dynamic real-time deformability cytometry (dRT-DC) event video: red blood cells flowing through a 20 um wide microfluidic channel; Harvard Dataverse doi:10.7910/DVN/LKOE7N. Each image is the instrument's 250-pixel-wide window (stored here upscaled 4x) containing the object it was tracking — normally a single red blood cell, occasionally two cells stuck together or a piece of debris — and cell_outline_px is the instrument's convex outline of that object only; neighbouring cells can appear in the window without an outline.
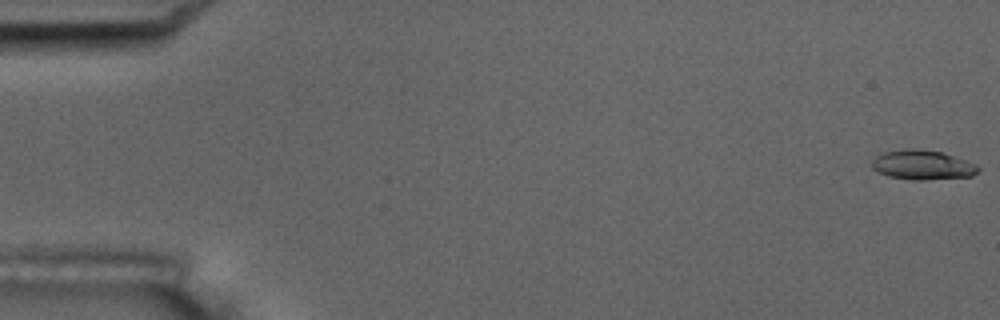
{"species": "common noctule bat (a hibernating species)", "species_latin": "Nyctalus noctula", "temperature_condition": "room temperature", "stored_images_in_passage": 6, "camera_frame_rate_fps": 3000, "um_per_image_px": 0.085, "animal": {"sex": "male", "body_mass_g": 17.5, "forearm_length_mm": 52.3}, "frame": {"image": 1, "passage_image": 1, "time_ms": 0.0, "image_size_px": [1000, 320], "cell_outline_px": [[980, 168], [972, 176], [920, 180], [912, 180], [888, 176], [872, 168], [872, 160], [876, 156], [884, 152], [912, 148], [940, 152], [976, 164]], "centroid_in_image_um": [78.39, 14.02], "position_along_channel_um": 6.6, "area_um2": 17.92}}